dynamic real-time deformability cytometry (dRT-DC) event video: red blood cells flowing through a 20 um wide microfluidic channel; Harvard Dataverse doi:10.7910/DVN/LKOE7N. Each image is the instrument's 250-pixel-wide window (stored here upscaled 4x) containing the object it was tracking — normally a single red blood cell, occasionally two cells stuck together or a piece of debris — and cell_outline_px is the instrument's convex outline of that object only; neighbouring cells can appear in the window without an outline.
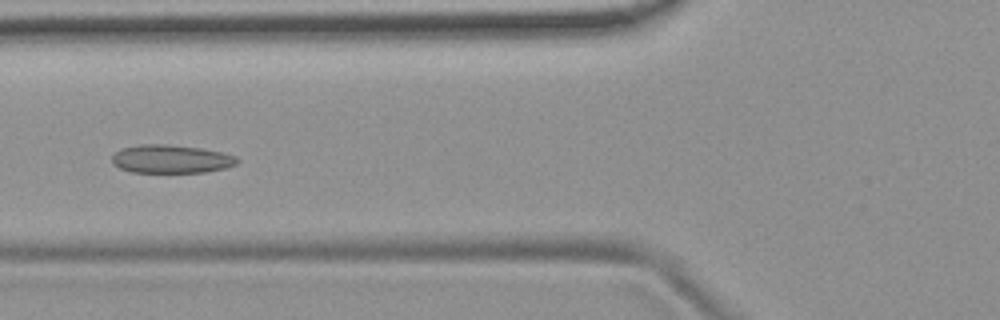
{"species": "common noctule bat (a hibernating species)", "species_latin": "Nyctalus noctula", "temperature_condition": "room temperature", "stored_images_in_passage": 45, "camera_frame_rate_fps": 3000, "um_per_image_px": 0.085, "animal": {"sex": "female", "body_mass_g": 19.9}, "frame": {"image": 1, "passage_image": 20, "time_ms": 6.333, "image_size_px": [1000, 320], "cell_outline_px": [[240, 160], [236, 164], [224, 168], [204, 172], [132, 172], [120, 168], [112, 164], [112, 156], [120, 148], [140, 144], [168, 144], [200, 148], [224, 152], [236, 156]], "centroid_in_image_um": [14.54, 13.5], "position_along_channel_um": 111.3, "area_um2": 20.75}}
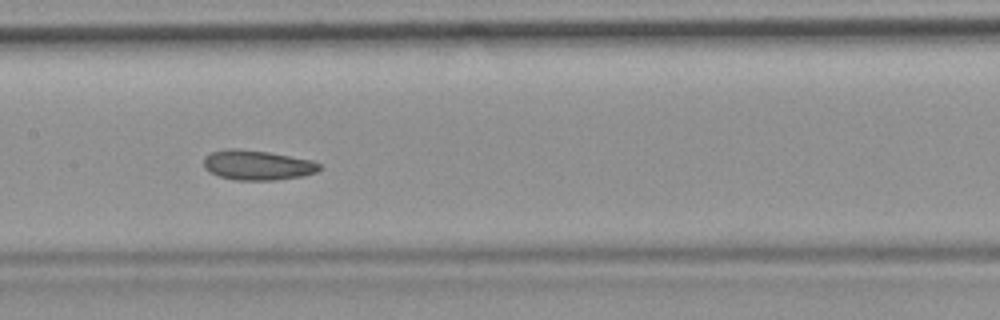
{"frame": {"image": 2, "passage_image": 26, "time_ms": 8.333, "image_size_px": [1000, 320], "cell_outline_px": [[320, 168], [316, 172], [304, 176], [276, 180], [236, 180], [220, 176], [208, 172], [204, 168], [204, 156], [208, 152], [228, 148], [236, 148], [268, 152], [312, 160], [320, 164]], "centroid_in_image_um": [21.84, 14.03], "position_along_channel_um": 185.6, "area_um2": 20.29}, "authors_computed_cell_mechanics": {"area_um2": 20.23, "velocity_mm_per_s": 3.7173, "shape_relaxation_time_tau1_ms": null, "shape_relaxation_time_tau2_ms": 2.2826, "deformation_change_tau1": null, "deformation_change_tau2": 0.0867}}